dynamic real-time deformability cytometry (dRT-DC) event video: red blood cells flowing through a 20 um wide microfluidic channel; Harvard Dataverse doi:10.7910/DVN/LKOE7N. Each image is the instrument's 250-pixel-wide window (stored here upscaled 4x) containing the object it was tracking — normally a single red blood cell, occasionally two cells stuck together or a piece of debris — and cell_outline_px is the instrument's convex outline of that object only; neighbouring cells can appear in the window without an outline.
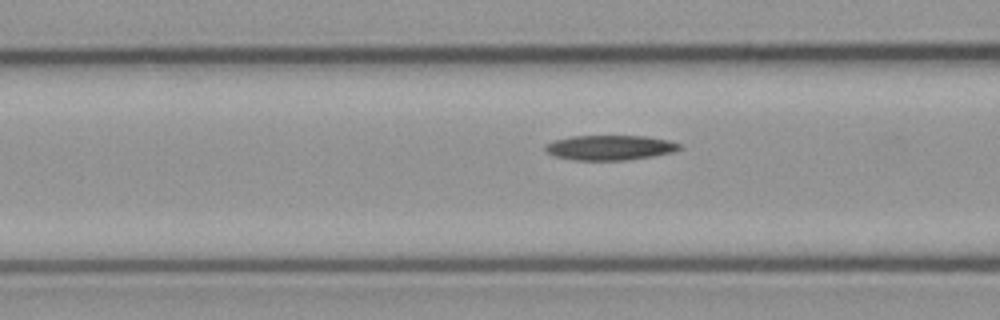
{"species": "common noctule bat (a hibernating species)", "species_latin": "Nyctalus noctula", "temperature_condition": "cold", "stored_images_in_passage": 45, "camera_frame_rate_fps": 3000, "um_per_image_px": 0.085, "animal": {"sex": "male", "body_mass_g": 23.1, "forearm_length_mm": 52.7}, "frame": {"image": 1, "passage_image": 15, "time_ms": 4.667, "image_size_px": [1000, 320], "cell_outline_px": [[684, 148], [676, 152], [652, 156], [624, 160], [576, 160], [556, 156], [548, 152], [544, 148], [544, 144], [552, 140], [572, 136], [644, 136], [668, 140], [684, 144]], "centroid_in_image_um": [51.9, 12.54], "position_along_channel_um": 114.7, "area_um2": 19.65}}
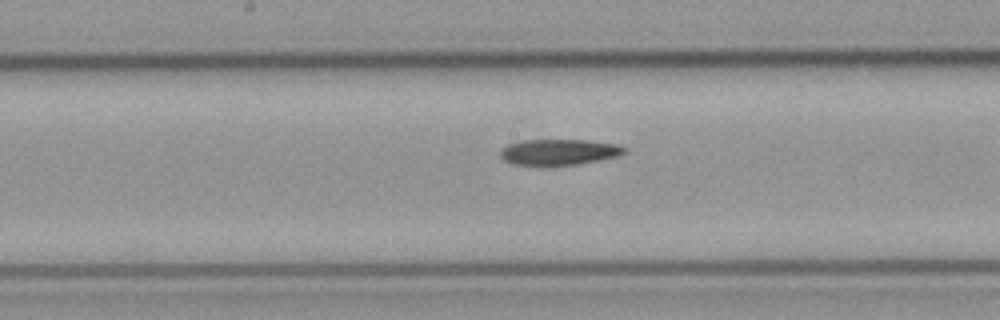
{"frame": {"image": 2, "passage_image": 22, "time_ms": 7.0, "image_size_px": [1000, 320], "cell_outline_px": [[628, 152], [620, 156], [576, 164], [512, 164], [504, 160], [500, 156], [500, 152], [508, 144], [524, 140], [584, 140], [616, 144], [628, 148]], "centroid_in_image_um": [47.57, 12.91], "position_along_channel_um": 200.6, "area_um2": 18.38}}
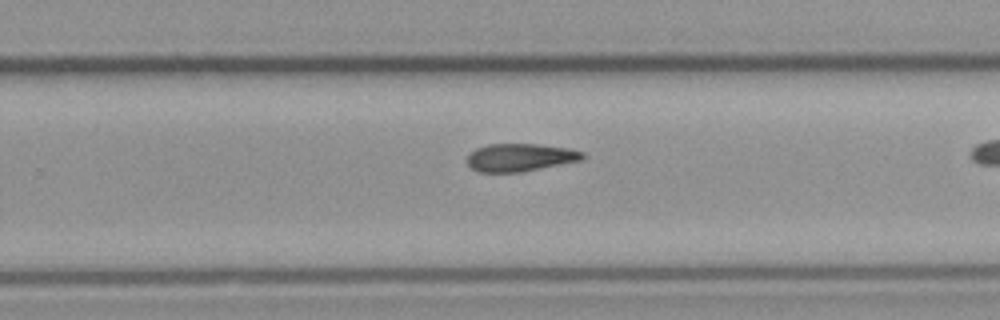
{"frame": {"image": 3, "passage_image": 29, "time_ms": 9.333, "image_size_px": [1000, 320], "cell_outline_px": [[584, 160], [520, 172], [480, 172], [472, 168], [468, 164], [468, 156], [476, 148], [488, 144], [536, 144], [568, 148], [584, 152]], "centroid_in_image_um": [44.24, 13.38], "position_along_channel_um": 285.6, "area_um2": 18.61}}